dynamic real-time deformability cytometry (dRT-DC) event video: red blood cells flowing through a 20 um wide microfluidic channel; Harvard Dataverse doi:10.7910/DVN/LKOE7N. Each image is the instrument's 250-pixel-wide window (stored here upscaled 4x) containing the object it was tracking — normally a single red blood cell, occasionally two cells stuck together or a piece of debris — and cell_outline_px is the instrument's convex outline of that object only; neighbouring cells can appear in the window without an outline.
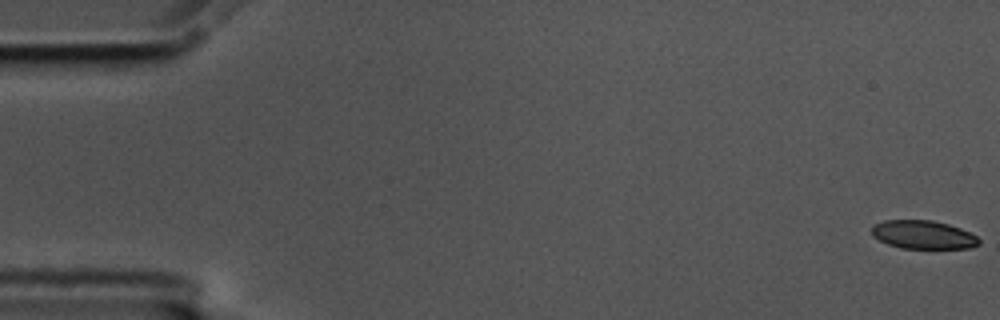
{"species": "common noctule bat (a hibernating species)", "species_latin": "Nyctalus noctula", "temperature_condition": "cold", "stored_images_in_passage": 6, "camera_frame_rate_fps": 3000, "um_per_image_px": 0.085, "animal": {"sex": "male", "body_mass_g": 17.5, "forearm_length_mm": 52.3}, "frame": {"image": 1, "passage_image": 1, "time_ms": 0.0, "image_size_px": [1000, 320], "cell_outline_px": [[980, 244], [972, 248], [900, 248], [888, 244], [872, 236], [872, 224], [884, 220], [932, 220], [948, 224], [960, 228], [976, 236], [980, 240]], "centroid_in_image_um": [78.46, 19.95], "position_along_channel_um": 6.5, "area_um2": 17.8}}
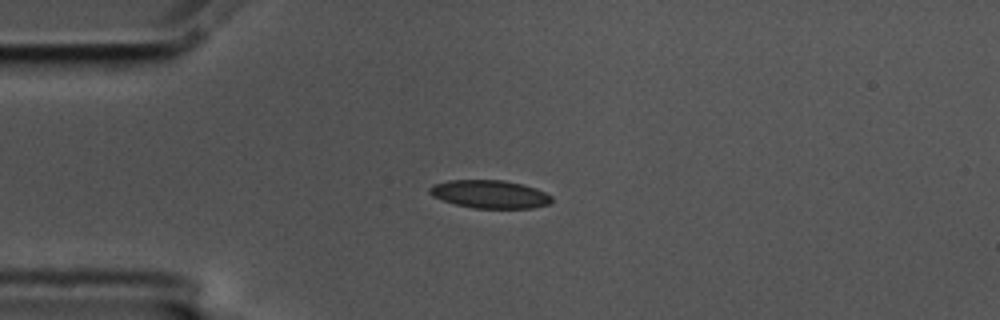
{"frame": {"image": 2, "passage_image": 5, "time_ms": 1.333, "image_size_px": [1000, 320], "cell_outline_px": [[552, 200], [548, 204], [532, 208], [472, 208], [456, 204], [432, 196], [428, 192], [428, 188], [432, 184], [448, 180], [504, 180], [524, 184], [536, 188], [552, 196]], "centroid_in_image_um": [41.62, 16.49], "position_along_channel_um": 43.4, "area_um2": 20.06}}